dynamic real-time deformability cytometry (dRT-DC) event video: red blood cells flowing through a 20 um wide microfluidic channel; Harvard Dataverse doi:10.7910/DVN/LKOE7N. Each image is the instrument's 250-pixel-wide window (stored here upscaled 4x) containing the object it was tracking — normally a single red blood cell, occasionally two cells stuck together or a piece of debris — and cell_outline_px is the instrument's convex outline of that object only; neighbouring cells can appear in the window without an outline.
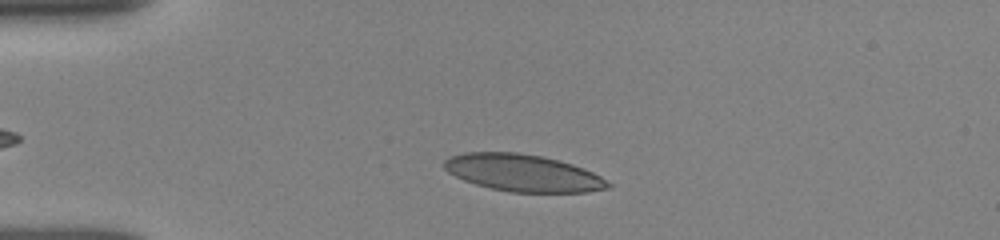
{"species": "human", "species_latin": "Homo sapiens", "temperature_condition": "room temperature", "stored_images_in_passage": 31, "camera_frame_rate_fps": 3000, "um_per_image_px": 0.085, "donor": {"sex": "female"}, "frame": {"image": 1, "passage_image": 4, "time_ms": 1.0, "image_size_px": [1000, 240], "cell_outline_px": [[612, 184], [608, 188], [588, 192], [508, 192], [476, 184], [464, 180], [448, 172], [444, 168], [444, 160], [448, 156], [464, 152], [516, 152], [540, 156], [560, 160], [584, 168], [600, 176]], "centroid_in_image_um": [44.44, 14.69], "position_along_channel_um": 40.6, "area_um2": 35.37}}
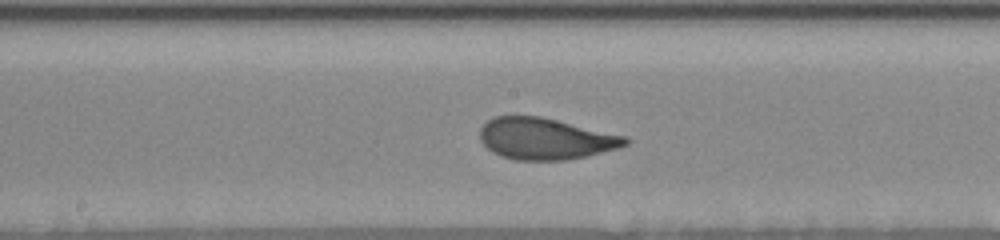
{"frame": {"image": 2, "passage_image": 19, "time_ms": 6.0, "image_size_px": [1000, 240], "cell_outline_px": [[632, 140], [628, 144], [620, 148], [584, 156], [564, 160], [516, 160], [492, 152], [480, 140], [480, 128], [492, 116], [540, 116], [628, 136]], "centroid_in_image_um": [46.4, 11.78], "position_along_channel_um": 201.8, "area_um2": 35.2}}
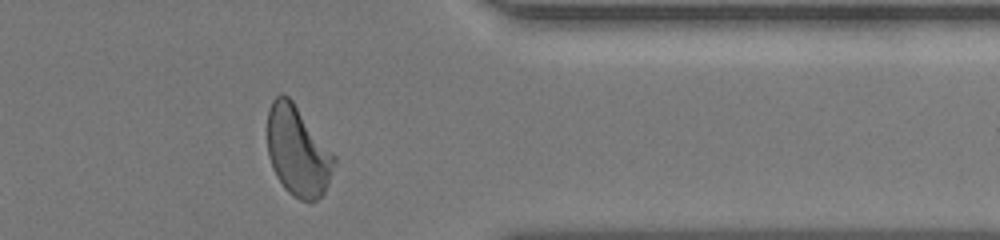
{"frame": {"image": 3, "passage_image": 30, "time_ms": 11.0, "image_size_px": [1000, 240], "cell_outline_px": [[336, 160], [328, 184], [324, 192], [316, 200], [308, 204], [292, 196], [284, 188], [276, 176], [272, 168], [268, 156], [268, 108], [272, 100], [280, 92], [288, 96], [292, 100], [336, 156]], "centroid_in_image_um": [25.3, 12.87], "position_along_channel_um": 386.1, "area_um2": 35.26}, "authors_computed_cell_mechanics": {"area_um2": 35.3736, "velocity_mm_per_s": 3.8777, "shape_relaxation_time_tau1_ms": 3.6082, "shape_relaxation_time_tau2_ms": null, "deformation_change_tau1": 0.1591, "deformation_change_tau2": null}}